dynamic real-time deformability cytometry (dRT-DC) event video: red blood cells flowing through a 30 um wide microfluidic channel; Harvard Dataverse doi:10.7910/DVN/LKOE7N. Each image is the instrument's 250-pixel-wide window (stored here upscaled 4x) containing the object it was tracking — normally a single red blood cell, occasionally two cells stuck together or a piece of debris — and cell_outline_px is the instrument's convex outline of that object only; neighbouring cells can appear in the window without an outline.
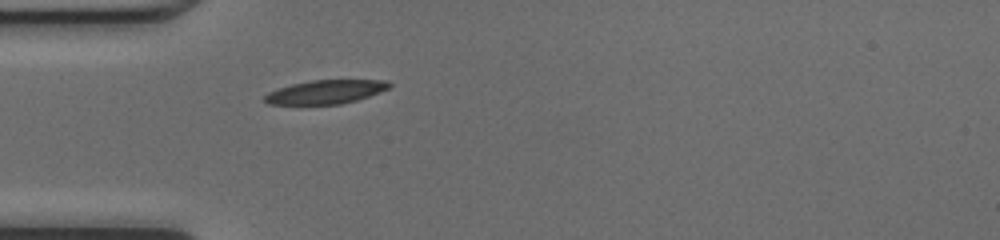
{"species": "common noctule bat (a hibernating species)", "species_latin": "Nyctalus noctula", "temperature_condition": "cold", "stored_images_in_passage": 35, "camera_frame_rate_fps": 3000, "um_per_image_px": 0.085, "animal": {"sex": "female", "body_mass_g": 17.0, "forearm_length_mm": 48.0}, "frame": {"image": 1, "passage_image": 1, "time_ms": 0.0, "image_size_px": [1000, 240], "cell_outline_px": [[392, 84], [388, 88], [380, 92], [356, 100], [340, 104], [268, 104], [264, 100], [264, 96], [268, 92], [292, 84], [312, 80], [384, 80]], "centroid_in_image_um": [27.67, 7.81], "position_along_channel_um": 57.3, "area_um2": 16.99}}
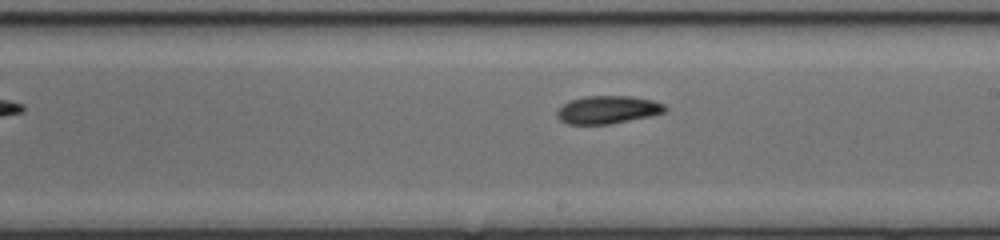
{"frame": {"image": 2, "passage_image": 14, "time_ms": 4.333, "image_size_px": [1000, 240], "cell_outline_px": [[668, 108], [664, 112], [652, 116], [608, 124], [568, 124], [560, 120], [556, 116], [556, 112], [564, 104], [572, 100], [588, 96], [632, 96], [652, 100], [664, 104]], "centroid_in_image_um": [51.68, 9.33], "position_along_channel_um": 237.3, "area_um2": 17.46}}
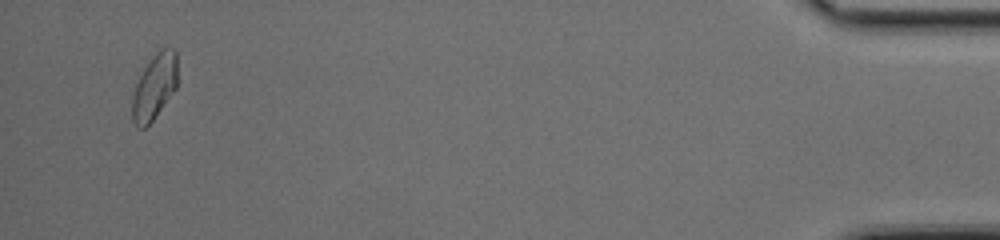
{"frame": {"image": 3, "passage_image": 33, "time_ms": 10.667, "image_size_px": [1000, 240], "cell_outline_px": [[176, 88], [152, 120], [144, 128], [136, 128], [132, 120], [132, 96], [136, 84], [144, 68], [156, 52], [160, 48], [172, 48], [176, 52]], "centroid_in_image_um": [13.1, 7.39], "position_along_channel_um": 422.1, "area_um2": 16.94}, "authors_computed_cell_mechanics": {"area_um2": 17.34, "velocity_mm_per_s": 4.2562, "shape_relaxation_time_tau1_ms": 5.5076, "shape_relaxation_time_tau2_ms": 4.1917, "deformation_change_tau1": 0.1545, "deformation_change_tau2": 0.1018}}